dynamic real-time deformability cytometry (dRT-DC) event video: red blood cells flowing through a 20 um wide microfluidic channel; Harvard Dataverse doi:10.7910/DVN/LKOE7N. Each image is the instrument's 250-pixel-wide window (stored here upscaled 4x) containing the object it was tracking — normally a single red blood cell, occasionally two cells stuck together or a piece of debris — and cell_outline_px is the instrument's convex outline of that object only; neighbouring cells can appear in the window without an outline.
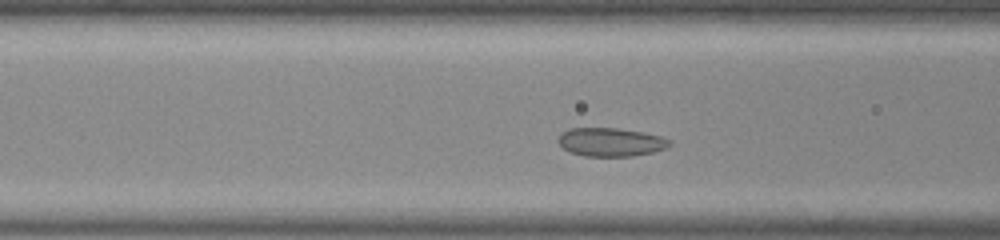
{"species": "common noctule bat (a hibernating species)", "species_latin": "Nyctalus noctula", "temperature_condition": "room temperature", "stored_images_in_passage": 41, "camera_frame_rate_fps": 3000, "um_per_image_px": 0.085, "animal": {"sex": "male", "body_mass_g": 20.0, "forearm_length_mm": 53.3}, "frame": {"image": 1, "passage_image": 10, "time_ms": 3.0, "image_size_px": [1000, 240], "cell_outline_px": [[672, 144], [668, 148], [652, 152], [632, 156], [584, 156], [568, 152], [556, 140], [560, 132], [568, 128], [616, 128], [644, 132], [660, 136], [672, 140]], "centroid_in_image_um": [51.9, 12.07], "position_along_channel_um": 114.7, "area_um2": 18.79}}
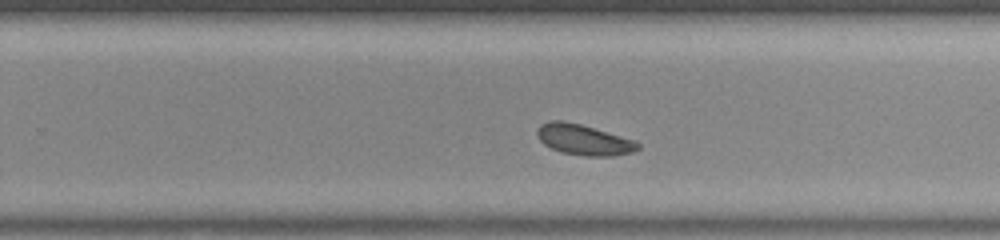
{"frame": {"image": 2, "passage_image": 23, "time_ms": 7.333, "image_size_px": [1000, 240], "cell_outline_px": [[640, 148], [632, 152], [612, 156], [584, 156], [560, 152], [544, 144], [540, 140], [536, 132], [536, 128], [540, 124], [552, 120], [564, 120], [580, 124], [636, 140], [640, 144]], "centroid_in_image_um": [49.61, 11.87], "position_along_channel_um": 280.2, "area_um2": 18.09}}
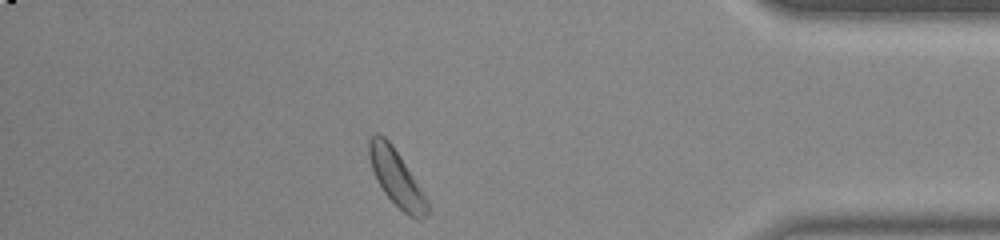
{"frame": {"image": 3, "passage_image": 35, "time_ms": 11.333, "image_size_px": [1000, 240], "cell_outline_px": [[428, 216], [416, 220], [408, 216], [384, 192], [376, 180], [368, 156], [368, 140], [376, 132], [384, 136], [392, 144], [428, 200]], "centroid_in_image_um": [33.68, 15.12], "position_along_channel_um": 401.5, "area_um2": 18.9}, "authors_computed_cell_mechanics": {"area_um2": 18.5538, "velocity_mm_per_s": 3.8335, "shape_relaxation_time_tau1_ms": 2.275, "shape_relaxation_time_tau2_ms": null, "deformation_change_tau1": 0.0484, "deformation_change_tau2": null}}